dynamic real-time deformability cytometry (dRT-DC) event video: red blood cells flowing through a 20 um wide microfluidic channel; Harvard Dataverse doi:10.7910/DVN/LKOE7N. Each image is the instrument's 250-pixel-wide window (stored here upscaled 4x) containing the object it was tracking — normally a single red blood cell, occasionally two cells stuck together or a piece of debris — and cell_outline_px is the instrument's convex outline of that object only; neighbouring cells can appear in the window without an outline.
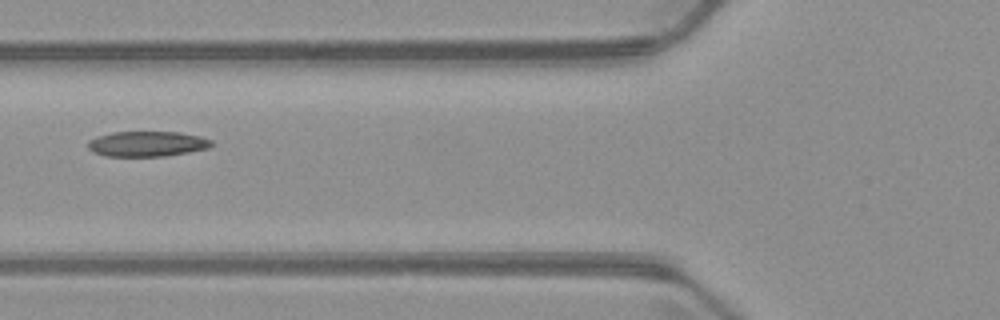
{"species": "common noctule bat (a hibernating species)", "species_latin": "Nyctalus noctula", "temperature_condition": "warm", "stored_images_in_passage": 6, "camera_frame_rate_fps": 3000, "um_per_image_px": 0.085, "animal": {"sex": "male", "body_mass_g": 23.1, "forearm_length_mm": 52.7}, "frame": {"image": 1, "passage_image": 6, "time_ms": 6.333, "image_size_px": [1000, 320], "cell_outline_px": [[212, 144], [208, 148], [188, 152], [164, 156], [104, 156], [92, 152], [88, 148], [88, 140], [96, 136], [112, 132], [180, 132], [200, 136], [212, 140]], "centroid_in_image_um": [12.47, 12.22], "position_along_channel_um": 113.3, "area_um2": 18.26}}